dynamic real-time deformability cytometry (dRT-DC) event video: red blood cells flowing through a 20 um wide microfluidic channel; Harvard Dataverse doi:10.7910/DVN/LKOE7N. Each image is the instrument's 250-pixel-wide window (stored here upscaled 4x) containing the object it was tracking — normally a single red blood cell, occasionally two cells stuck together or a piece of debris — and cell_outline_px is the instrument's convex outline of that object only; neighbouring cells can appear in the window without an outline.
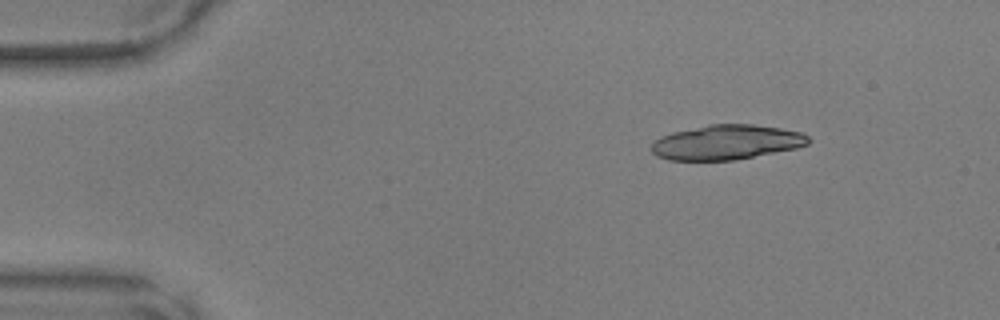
{"species": "common noctule bat (a hibernating species)", "species_latin": "Nyctalus noctula", "temperature_condition": "warm", "stored_images_in_passage": 42, "camera_frame_rate_fps": 3000, "um_per_image_px": 0.085, "animal": {"sex": "male", "body_mass_g": 17.9, "forearm_length_mm": 54.2}, "frame": {"image": 1, "passage_image": 1, "time_ms": 0.0, "image_size_px": [1000, 320], "cell_outline_px": [[812, 140], [808, 144], [796, 148], [736, 160], [668, 160], [656, 156], [652, 152], [652, 140], [660, 136], [672, 132], [708, 124], [752, 124], [780, 128], [800, 132], [808, 136]], "centroid_in_image_um": [61.73, 12.09], "position_along_channel_um": 23.3, "area_um2": 31.96}}